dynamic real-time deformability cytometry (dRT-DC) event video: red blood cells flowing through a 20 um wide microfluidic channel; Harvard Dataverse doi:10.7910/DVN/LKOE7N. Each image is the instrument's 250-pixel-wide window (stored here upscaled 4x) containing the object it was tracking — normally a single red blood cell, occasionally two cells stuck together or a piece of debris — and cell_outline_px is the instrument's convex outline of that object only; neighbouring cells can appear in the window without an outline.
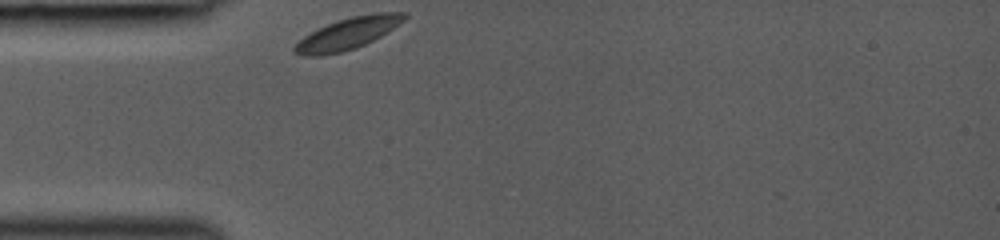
{"species": "common noctule bat (a hibernating species)", "species_latin": "Nyctalus noctula", "temperature_condition": "room temperature", "stored_images_in_passage": 27, "camera_frame_rate_fps": 3000, "um_per_image_px": 0.085, "animal": {"sex": "female", "body_mass_g": 19.0, "forearm_length_mm": 53.3}, "frame": {"image": 1, "passage_image": 1, "time_ms": 0.0, "image_size_px": [1000, 240], "cell_outline_px": [[408, 16], [404, 20], [380, 36], [356, 48], [340, 52], [320, 56], [304, 56], [296, 52], [292, 48], [304, 36], [328, 24], [352, 16], [372, 12], [408, 12]], "centroid_in_image_um": [29.59, 2.84], "position_along_channel_um": 55.4, "area_um2": 19.83}}
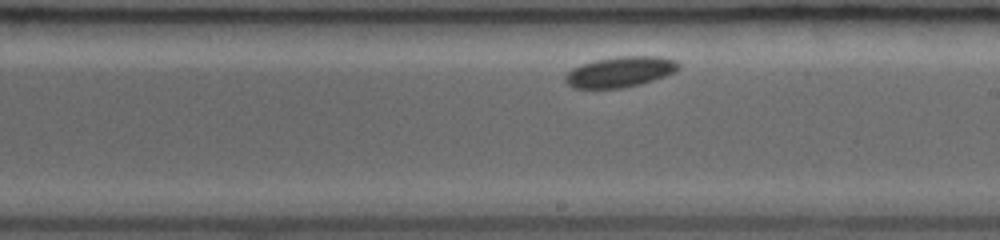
{"frame": {"image": 2, "passage_image": 15, "time_ms": 4.667, "image_size_px": [1000, 240], "cell_outline_px": [[680, 68], [676, 72], [640, 84], [620, 88], [572, 88], [564, 80], [564, 76], [572, 68], [596, 60], [616, 56], [660, 56], [676, 60], [680, 64]], "centroid_in_image_um": [52.73, 6.1], "position_along_channel_um": 236.3, "area_um2": 20.17}}
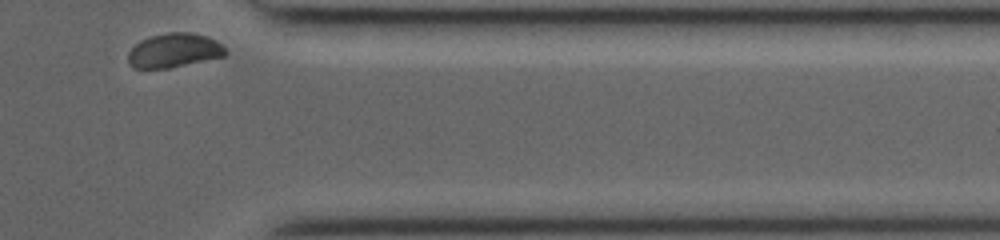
{"frame": {"image": 3, "passage_image": 27, "time_ms": 8.667, "image_size_px": [1000, 240], "cell_outline_px": [[228, 52], [224, 56], [168, 68], [132, 68], [128, 64], [128, 52], [140, 40], [148, 36], [168, 32], [188, 32], [208, 36], [216, 40]], "centroid_in_image_um": [14.77, 4.28], "position_along_channel_um": 396.6, "area_um2": 19.42}}